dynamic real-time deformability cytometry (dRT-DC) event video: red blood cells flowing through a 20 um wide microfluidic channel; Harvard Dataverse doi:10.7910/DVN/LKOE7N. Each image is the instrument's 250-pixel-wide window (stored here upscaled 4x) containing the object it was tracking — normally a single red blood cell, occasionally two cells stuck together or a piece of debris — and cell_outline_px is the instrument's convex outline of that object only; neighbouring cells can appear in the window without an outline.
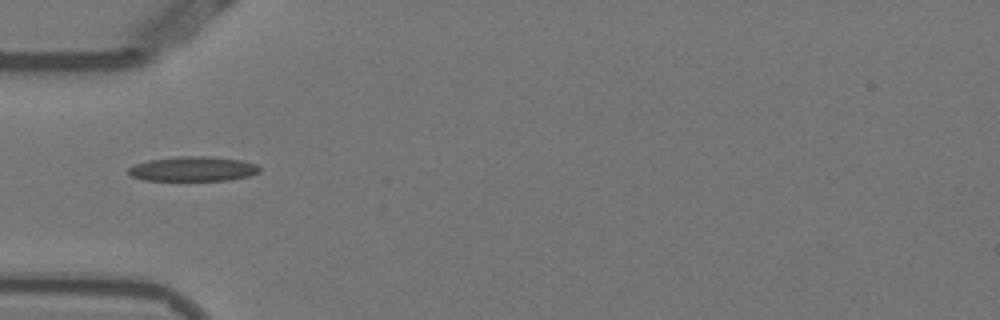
{"species": "Egyptian fruit bat (a non-hibernating species)", "species_latin": "Rousettus aegyptiacus", "temperature_condition": "warm", "stored_images_in_passage": 37, "camera_frame_rate_fps": 3000, "um_per_image_px": 0.085, "animal": {"sex": "female"}, "frame": {"image": 1, "passage_image": 1, "time_ms": 0.0, "image_size_px": [1000, 320], "cell_outline_px": [[260, 172], [248, 176], [228, 180], [144, 180], [128, 176], [128, 168], [136, 164], [148, 160], [180, 156], [208, 156], [240, 160], [256, 164], [260, 168]], "centroid_in_image_um": [16.38, 14.35], "position_along_channel_um": 68.6, "area_um2": 18.84}}
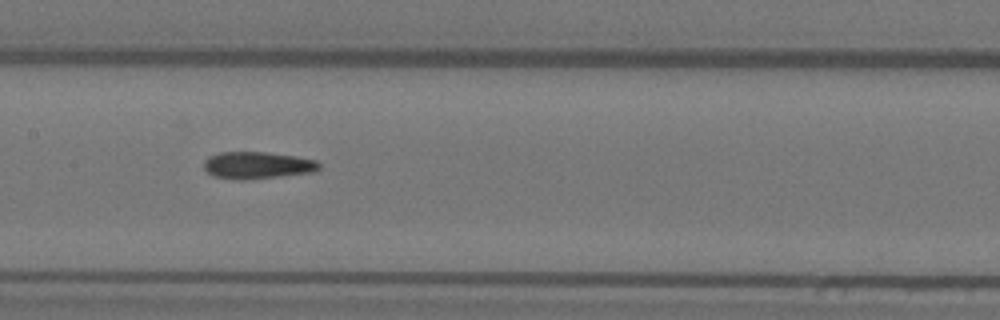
{"frame": {"image": 2, "passage_image": 10, "time_ms": 3.0, "image_size_px": [1000, 320], "cell_outline_px": [[320, 168], [316, 172], [244, 180], [236, 180], [216, 176], [208, 172], [204, 168], [204, 160], [208, 156], [220, 152], [264, 152], [296, 156], [316, 160], [320, 164]], "centroid_in_image_um": [21.89, 14.04], "position_along_channel_um": 185.5, "area_um2": 18.21}}
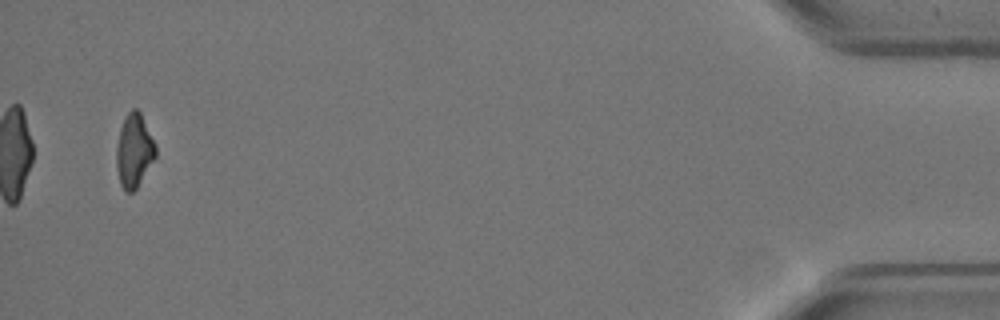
{"frame": {"image": 3, "passage_image": 35, "time_ms": 11.333, "image_size_px": [1000, 320], "cell_outline_px": [[156, 156], [136, 188], [132, 192], [124, 192], [120, 184], [116, 168], [116, 148], [120, 128], [124, 116], [132, 108], [136, 108], [140, 112], [156, 144]], "centroid_in_image_um": [11.38, 12.79], "position_along_channel_um": 423.8, "area_um2": 16.88}, "authors_computed_cell_mechanics": {"area_um2": 17.918, "velocity_mm_per_s": 3.8578, "shape_relaxation_time_tau1_ms": null, "shape_relaxation_time_tau2_ms": 3.9533, "deformation_change_tau1": null, "deformation_change_tau2": 0.12}}